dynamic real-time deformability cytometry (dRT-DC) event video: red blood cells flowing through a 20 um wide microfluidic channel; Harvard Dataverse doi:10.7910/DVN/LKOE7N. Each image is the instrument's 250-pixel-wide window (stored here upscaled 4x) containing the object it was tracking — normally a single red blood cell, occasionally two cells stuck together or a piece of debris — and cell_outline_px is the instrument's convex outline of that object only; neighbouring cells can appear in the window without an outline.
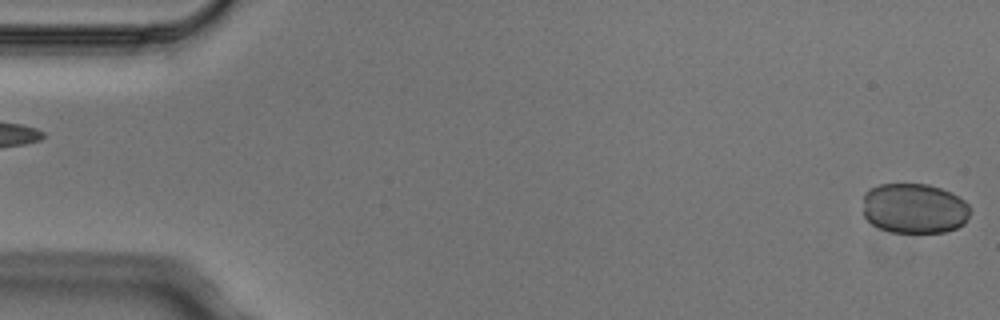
{"species": "Egyptian fruit bat (a non-hibernating species)", "species_latin": "Rousettus aegyptiacus", "temperature_condition": "cold", "stored_images_in_passage": 4, "segment_of_instrument_passage": [2, 2], "camera_frame_rate_fps": 3000, "um_per_image_px": 0.085, "animal": {"sex": "male"}, "frame": {"image": 1, "passage_image": 4, "time_ms": 1.0, "image_size_px": [1000, 320], "cell_outline_px": [[968, 216], [964, 224], [956, 228], [944, 232], [892, 232], [880, 228], [872, 224], [864, 216], [864, 192], [880, 184], [928, 184], [952, 192], [964, 200], [968, 204]], "centroid_in_image_um": [77.71, 17.71], "position_along_channel_um": 7.3, "area_um2": 31.27}}